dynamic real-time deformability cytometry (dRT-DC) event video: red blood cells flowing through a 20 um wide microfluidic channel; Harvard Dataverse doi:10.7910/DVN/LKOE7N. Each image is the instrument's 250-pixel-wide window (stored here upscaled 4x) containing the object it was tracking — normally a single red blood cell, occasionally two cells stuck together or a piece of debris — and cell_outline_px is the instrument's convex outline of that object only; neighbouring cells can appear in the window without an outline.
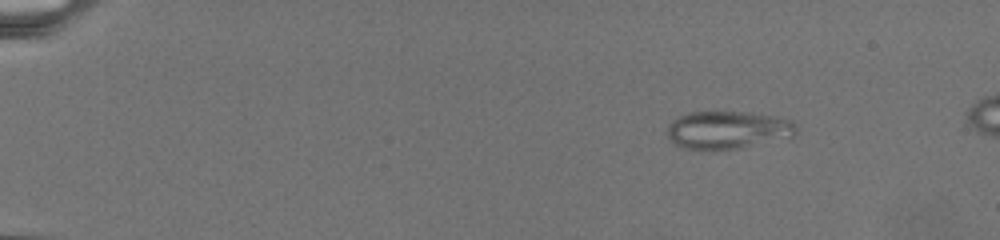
{"species": "common noctule bat (a hibernating species)", "species_latin": "Nyctalus noctula", "temperature_condition": "warm", "stored_images_in_passage": 44, "camera_frame_rate_fps": 3000, "um_per_image_px": 0.085, "animal": {"sex": "female", "body_mass_g": 19.5, "forearm_length_mm": 54.1}, "frame": {"image": 1, "passage_image": 6, "time_ms": 3.667, "image_size_px": [1000, 240], "cell_outline_px": [[796, 132], [792, 136], [740, 148], [704, 152], [680, 148], [668, 140], [668, 124], [672, 120], [688, 112], [744, 112], [776, 116], [792, 120], [796, 124]], "centroid_in_image_um": [61.79, 11.07], "position_along_channel_um": 23.2, "area_um2": 28.96}}
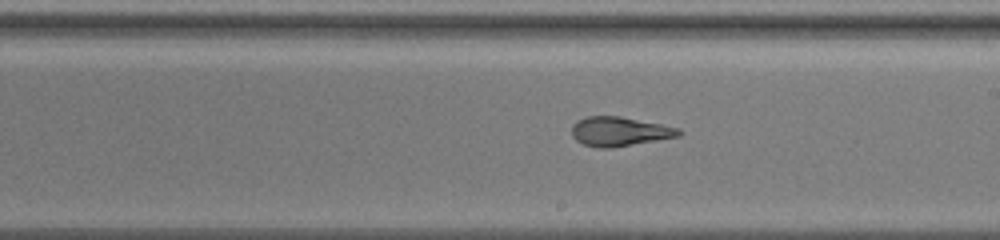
{"frame": {"image": 2, "passage_image": 28, "time_ms": 15.333, "image_size_px": [1000, 240], "cell_outline_px": [[684, 132], [680, 136], [612, 148], [596, 148], [584, 144], [576, 140], [572, 136], [572, 124], [576, 120], [588, 116], [620, 116], [680, 128]], "centroid_in_image_um": [52.66, 11.18], "position_along_channel_um": 236.3, "area_um2": 18.38}}
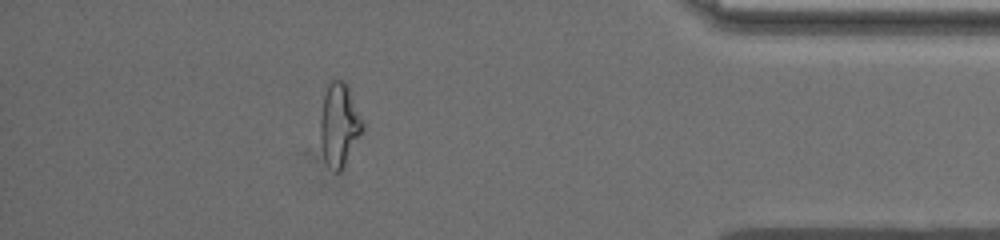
{"frame": {"image": 3, "passage_image": 40, "time_ms": 22.333, "image_size_px": [1000, 240], "cell_outline_px": [[364, 128], [340, 172], [336, 172], [324, 160], [320, 140], [320, 120], [324, 96], [328, 84], [332, 80], [344, 80], [348, 84], [364, 124]], "centroid_in_image_um": [28.83, 10.57], "position_along_channel_um": 406.4, "area_um2": 20.29}}